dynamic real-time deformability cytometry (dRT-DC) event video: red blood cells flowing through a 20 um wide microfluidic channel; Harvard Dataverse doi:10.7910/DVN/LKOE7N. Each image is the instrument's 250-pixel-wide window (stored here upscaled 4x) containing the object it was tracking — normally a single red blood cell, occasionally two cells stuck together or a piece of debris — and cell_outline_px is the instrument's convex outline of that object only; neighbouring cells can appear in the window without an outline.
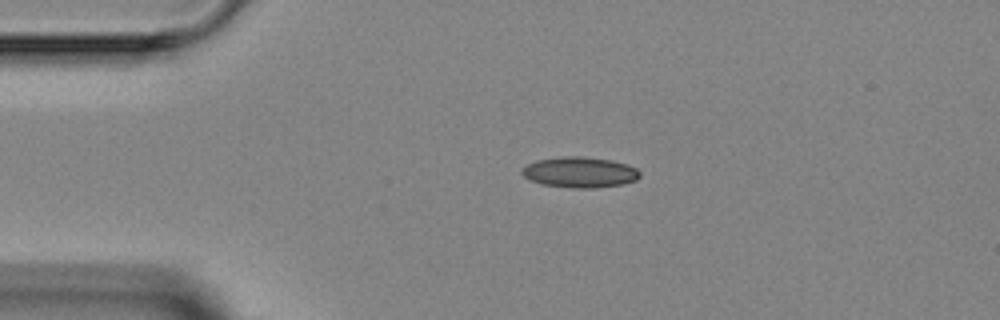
{"species": "Egyptian fruit bat (a non-hibernating species)", "species_latin": "Rousettus aegyptiacus", "temperature_condition": "room temperature", "stored_images_in_passage": 2, "camera_frame_rate_fps": 3000, "um_per_image_px": 0.085, "animal": {"sex": "female"}, "frame": {"image": 1, "passage_image": 1, "time_ms": 0.0, "image_size_px": [1000, 320], "cell_outline_px": [[640, 176], [636, 180], [620, 184], [596, 188], [572, 188], [540, 184], [528, 180], [520, 172], [528, 164], [536, 160], [560, 156], [580, 156], [612, 160], [628, 164], [636, 168], [640, 172]], "centroid_in_image_um": [49.27, 14.64], "position_along_channel_um": 35.7, "area_um2": 21.21}}